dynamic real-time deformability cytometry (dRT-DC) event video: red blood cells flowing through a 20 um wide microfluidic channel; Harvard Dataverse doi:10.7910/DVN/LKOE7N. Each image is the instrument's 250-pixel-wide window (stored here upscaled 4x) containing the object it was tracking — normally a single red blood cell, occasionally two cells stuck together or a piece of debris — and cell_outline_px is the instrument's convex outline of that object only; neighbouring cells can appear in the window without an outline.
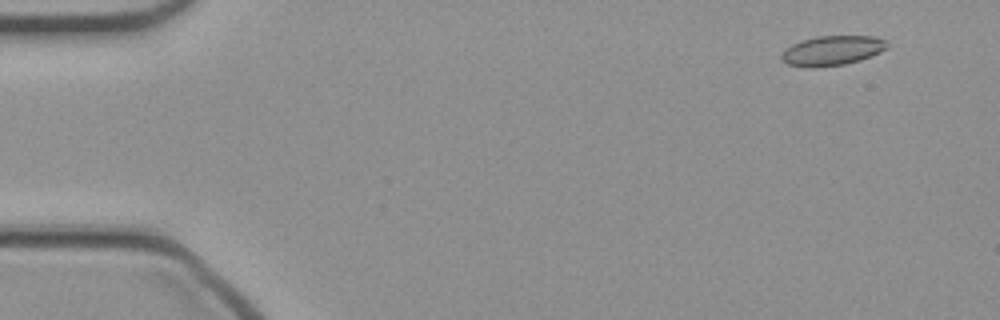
{"species": "common noctule bat (a hibernating species)", "species_latin": "Nyctalus noctula", "temperature_condition": "cold", "stored_images_in_passage": 48, "camera_frame_rate_fps": 3000, "um_per_image_px": 0.085, "animal": {"sex": "female", "body_mass_g": 21.9}, "frame": {"image": 1, "passage_image": 4, "time_ms": 1.0, "image_size_px": [1000, 320], "cell_outline_px": [[888, 48], [880, 52], [860, 60], [844, 64], [812, 68], [788, 64], [780, 60], [780, 56], [784, 48], [792, 44], [816, 36], [872, 36], [888, 40]], "centroid_in_image_um": [70.73, 4.3], "position_along_channel_um": 14.3, "area_um2": 18.38}}
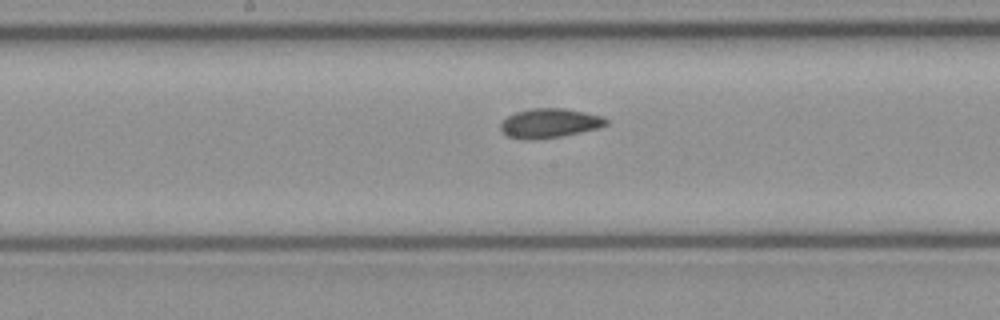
{"frame": {"image": 2, "passage_image": 25, "time_ms": 8.0, "image_size_px": [1000, 320], "cell_outline_px": [[608, 124], [600, 128], [560, 136], [532, 140], [520, 140], [508, 136], [500, 132], [500, 124], [508, 116], [516, 112], [532, 108], [564, 108], [604, 116], [608, 120]], "centroid_in_image_um": [46.7, 10.47], "position_along_channel_um": 201.5, "area_um2": 18.21}}
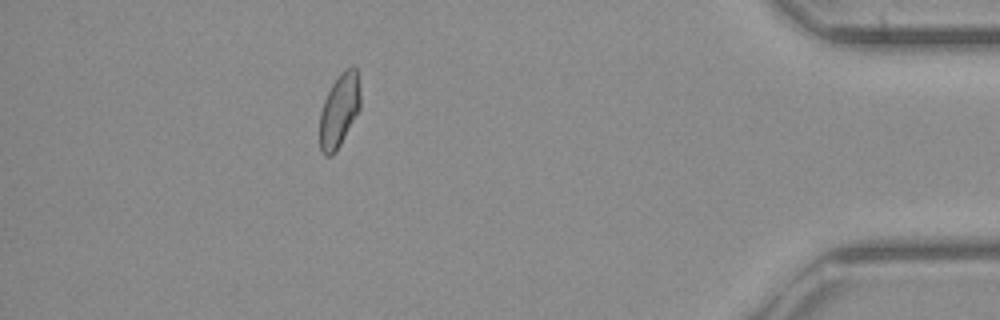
{"frame": {"image": 3, "passage_image": 43, "time_ms": 14.0, "image_size_px": [1000, 320], "cell_outline_px": [[360, 108], [336, 152], [332, 156], [324, 156], [320, 148], [320, 112], [324, 100], [332, 84], [340, 72], [344, 68], [352, 64], [356, 68], [360, 92]], "centroid_in_image_um": [28.83, 9.36], "position_along_channel_um": 406.4, "area_um2": 17.46}}